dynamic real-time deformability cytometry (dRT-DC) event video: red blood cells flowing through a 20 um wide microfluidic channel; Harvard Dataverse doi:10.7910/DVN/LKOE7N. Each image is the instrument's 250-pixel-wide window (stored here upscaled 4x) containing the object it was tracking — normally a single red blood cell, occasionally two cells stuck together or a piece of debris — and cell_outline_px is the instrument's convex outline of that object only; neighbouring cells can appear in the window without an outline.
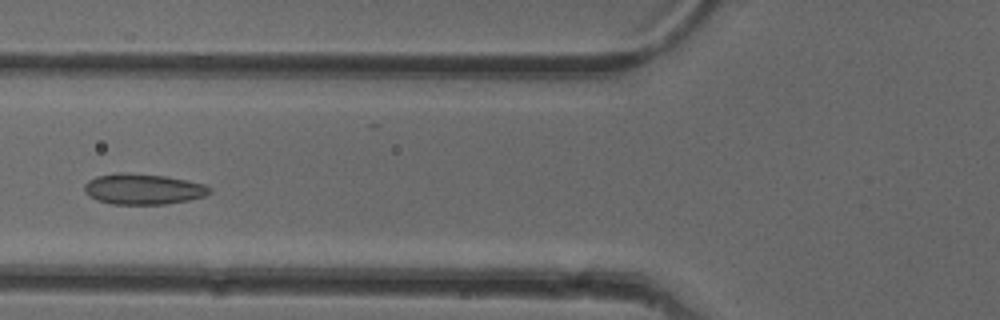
{"species": "common noctule bat (a hibernating species)", "species_latin": "Nyctalus noctula", "temperature_condition": "cold", "stored_images_in_passage": 32, "camera_frame_rate_fps": 3000, "um_per_image_px": 0.085, "animal": {"sex": "female"}, "frame": {"image": 1, "passage_image": 14, "time_ms": 4.333, "image_size_px": [1000, 320], "cell_outline_px": [[212, 192], [204, 196], [188, 200], [164, 204], [112, 204], [96, 200], [88, 196], [84, 192], [84, 184], [88, 180], [96, 176], [116, 172], [164, 176], [204, 184], [212, 188]], "centroid_in_image_um": [12.12, 16.07], "position_along_channel_um": 113.7, "area_um2": 22.37}}
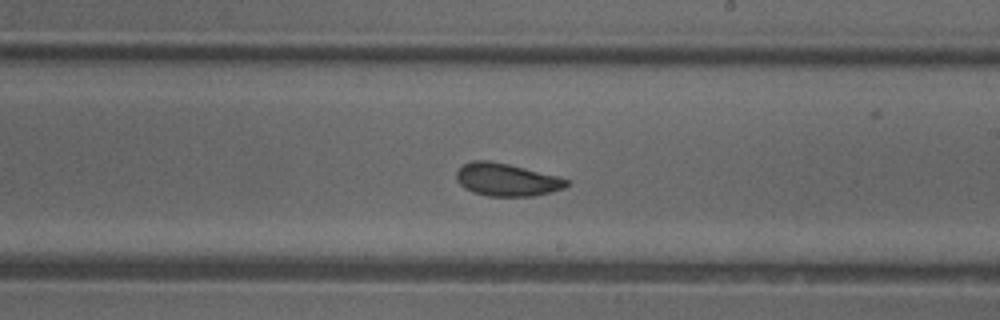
{"frame": {"image": 2, "passage_image": 24, "time_ms": 7.667, "image_size_px": [1000, 320], "cell_outline_px": [[568, 184], [564, 188], [532, 196], [488, 196], [472, 192], [464, 188], [456, 180], [456, 172], [464, 164], [472, 160], [488, 160], [508, 164], [560, 176], [568, 180]], "centroid_in_image_um": [43.04, 15.27], "position_along_channel_um": 246.0, "area_um2": 20.98}}
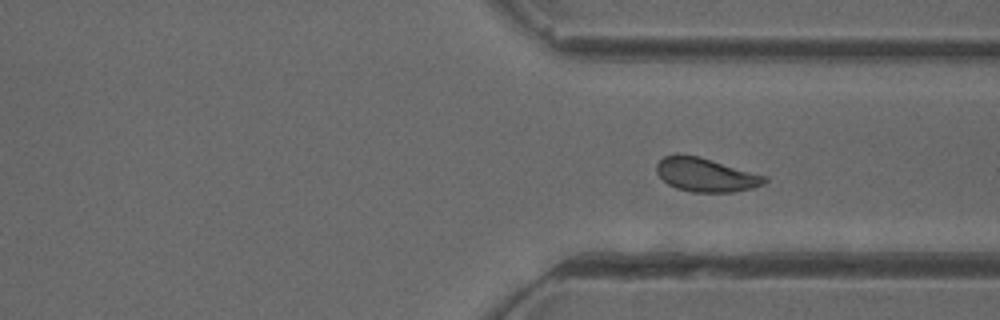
{"frame": {"image": 3, "passage_image": 32, "time_ms": 10.333, "image_size_px": [1000, 320], "cell_outline_px": [[768, 180], [764, 184], [752, 188], [732, 192], [692, 192], [676, 188], [668, 184], [656, 172], [656, 164], [664, 156], [676, 152], [700, 156], [768, 176]], "centroid_in_image_um": [59.99, 14.83], "position_along_channel_um": 351.4, "area_um2": 21.62}}